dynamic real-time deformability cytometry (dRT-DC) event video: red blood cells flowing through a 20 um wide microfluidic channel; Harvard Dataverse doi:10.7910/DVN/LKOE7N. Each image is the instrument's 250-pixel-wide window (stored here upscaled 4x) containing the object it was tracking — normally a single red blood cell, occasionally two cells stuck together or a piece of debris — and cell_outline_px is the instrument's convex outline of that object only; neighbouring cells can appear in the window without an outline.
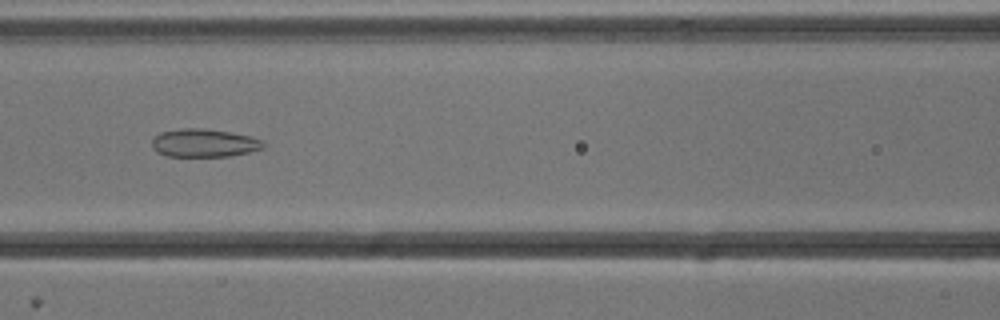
{"species": "common noctule bat (a hibernating species)", "species_latin": "Nyctalus noctula", "temperature_condition": "cold", "stored_images_in_passage": 44, "camera_frame_rate_fps": 3000, "um_per_image_px": 0.085, "animal": {"sex": "male", "body_mass_g": 13.3}, "frame": {"image": 1, "passage_image": 14, "time_ms": 4.333, "image_size_px": [1000, 320], "cell_outline_px": [[264, 148], [248, 152], [228, 156], [164, 156], [156, 152], [152, 148], [152, 140], [160, 132], [180, 128], [200, 128], [228, 132], [252, 136], [264, 140]], "centroid_in_image_um": [17.33, 12.15], "position_along_channel_um": 149.3, "area_um2": 18.32}}
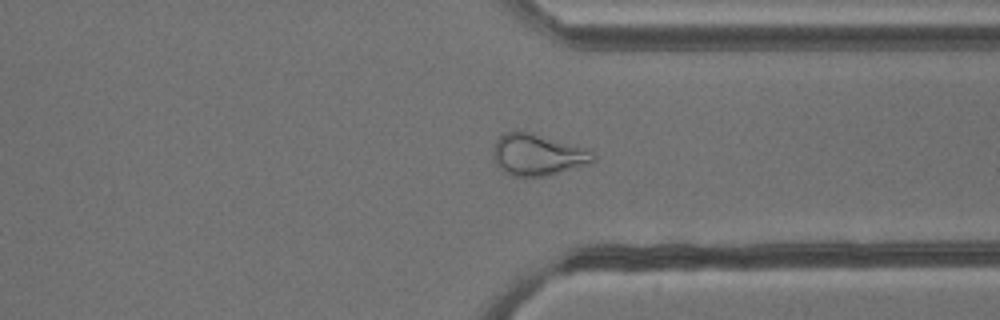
{"frame": {"image": 2, "passage_image": 31, "time_ms": 10.0, "image_size_px": [1000, 320], "cell_outline_px": [[596, 160], [592, 164], [548, 176], [512, 176], [504, 172], [496, 164], [492, 152], [496, 140], [504, 132], [532, 132], [592, 148], [596, 156]], "centroid_in_image_um": [45.8, 13.15], "position_along_channel_um": 365.6, "area_um2": 24.97}}
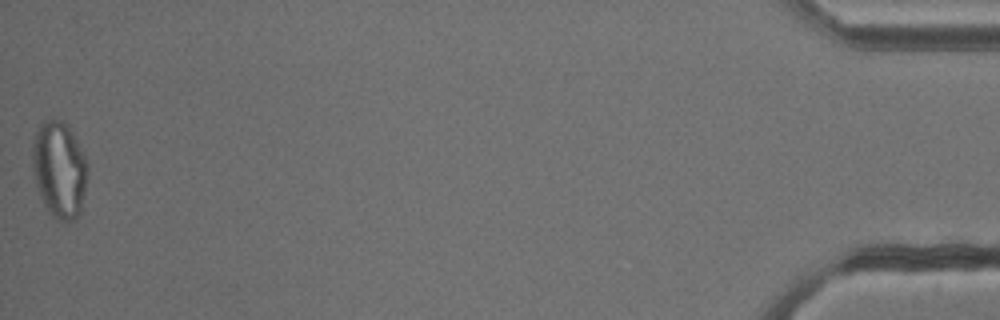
{"frame": {"image": 3, "passage_image": 44, "time_ms": 14.333, "image_size_px": [1000, 320], "cell_outline_px": [[88, 168], [84, 192], [80, 212], [72, 220], [56, 220], [48, 212], [36, 188], [32, 168], [32, 144], [36, 132], [40, 124], [44, 120], [60, 120], [68, 124], [76, 136], [88, 164]], "centroid_in_image_um": [5.03, 14.38], "position_along_channel_um": 430.2, "area_um2": 31.27}, "authors_computed_cell_mechanics": {"area_um2": 23.4957, "velocity_mm_per_s": 3.8339, "shape_relaxation_time_tau1_ms": null, "shape_relaxation_time_tau2_ms": 2.4177, "deformation_change_tau1": null, "deformation_change_tau2": 0.0975}}